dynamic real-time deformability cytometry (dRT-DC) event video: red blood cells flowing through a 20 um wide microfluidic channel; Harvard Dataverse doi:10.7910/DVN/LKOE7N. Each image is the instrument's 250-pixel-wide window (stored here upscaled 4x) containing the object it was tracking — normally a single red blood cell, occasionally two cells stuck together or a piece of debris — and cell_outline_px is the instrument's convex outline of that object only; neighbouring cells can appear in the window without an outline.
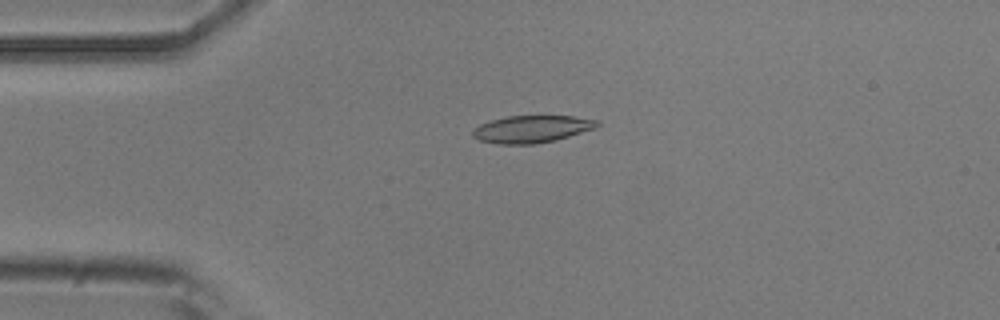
{"species": "common noctule bat (a hibernating species)", "species_latin": "Nyctalus noctula", "temperature_condition": "room temperature", "stored_images_in_passage": 5, "camera_frame_rate_fps": 3000, "um_per_image_px": 0.085, "animal": {"sex": "male", "body_mass_g": 20.5, "forearm_length_mm": 52.5}, "frame": {"image": 1, "passage_image": 4, "time_ms": 1.0, "image_size_px": [1000, 320], "cell_outline_px": [[600, 124], [596, 128], [556, 140], [532, 144], [500, 144], [480, 140], [472, 136], [472, 132], [480, 124], [492, 120], [508, 116], [572, 116], [600, 120]], "centroid_in_image_um": [45.24, 10.97], "position_along_channel_um": 39.8, "area_um2": 19.65}}